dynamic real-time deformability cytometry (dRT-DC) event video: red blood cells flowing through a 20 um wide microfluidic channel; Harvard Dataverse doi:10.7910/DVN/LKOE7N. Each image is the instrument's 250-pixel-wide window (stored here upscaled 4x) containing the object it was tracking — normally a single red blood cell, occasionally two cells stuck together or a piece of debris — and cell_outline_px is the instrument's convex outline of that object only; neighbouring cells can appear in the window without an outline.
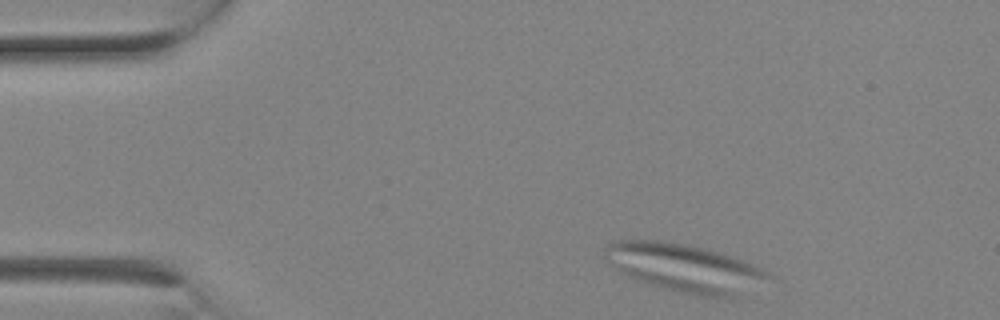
{"species": "Egyptian fruit bat (a non-hibernating species)", "species_latin": "Rousettus aegyptiacus", "temperature_condition": "room temperature", "stored_images_in_passage": 2, "camera_frame_rate_fps": 3000, "um_per_image_px": 0.085, "animal": {"sex": "female"}, "frame": {"image": 1, "passage_image": 1, "time_ms": 0.0, "image_size_px": [1000, 320], "cell_outline_px": [[772, 276], [740, 296], [696, 296], [676, 292], [636, 280], [620, 272], [604, 256], [604, 252], [608, 244], [612, 240], [660, 240], [688, 244], [704, 248], [752, 264], [768, 272]], "centroid_in_image_um": [58.15, 22.76], "position_along_channel_um": 26.9, "area_um2": 45.32}}